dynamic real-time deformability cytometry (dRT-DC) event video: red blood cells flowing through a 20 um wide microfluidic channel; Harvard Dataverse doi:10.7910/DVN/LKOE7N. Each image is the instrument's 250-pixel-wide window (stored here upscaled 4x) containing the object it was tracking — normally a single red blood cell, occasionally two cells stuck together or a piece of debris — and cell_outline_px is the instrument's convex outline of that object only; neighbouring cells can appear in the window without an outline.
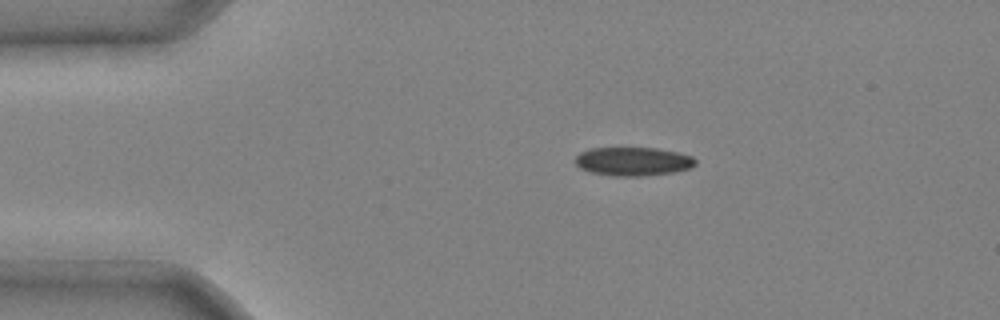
{"species": "common noctule bat (a hibernating species)", "species_latin": "Nyctalus noctula", "temperature_condition": "cold", "stored_images_in_passage": 3, "camera_frame_rate_fps": 3000, "um_per_image_px": 0.085, "animal": {"sex": "male", "body_mass_g": 20.4}, "frame": {"image": 1, "passage_image": 2, "time_ms": 0.333, "image_size_px": [1000, 320], "cell_outline_px": [[696, 164], [692, 168], [676, 172], [640, 176], [612, 176], [592, 172], [580, 168], [576, 164], [576, 156], [580, 152], [592, 148], [656, 148], [676, 152], [692, 156], [696, 160]], "centroid_in_image_um": [53.84, 13.72], "position_along_channel_um": 31.2, "area_um2": 20.06}}